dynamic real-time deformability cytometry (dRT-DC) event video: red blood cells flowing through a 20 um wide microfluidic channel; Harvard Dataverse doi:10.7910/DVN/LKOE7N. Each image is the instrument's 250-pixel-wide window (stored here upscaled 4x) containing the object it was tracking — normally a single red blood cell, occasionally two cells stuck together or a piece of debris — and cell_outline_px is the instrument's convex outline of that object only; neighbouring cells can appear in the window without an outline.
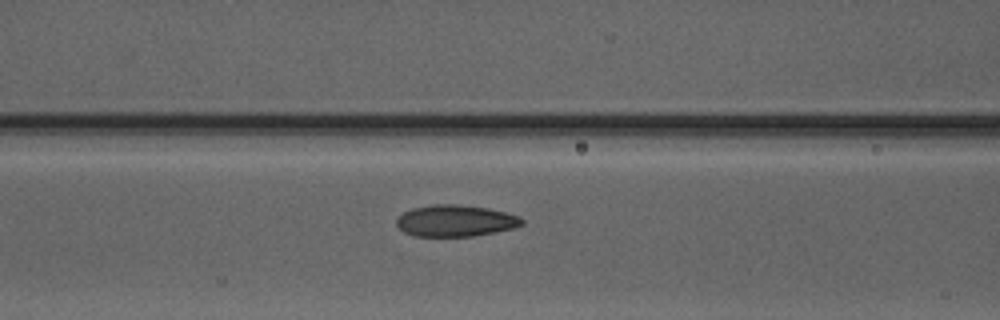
{"species": "Egyptian fruit bat (a non-hibernating species)", "species_latin": "Rousettus aegyptiacus", "temperature_condition": "warm", "stored_images_in_passage": 8, "camera_frame_rate_fps": 3000, "um_per_image_px": 0.085, "animal": {"sex": "male"}, "frame": {"image": 1, "passage_image": 8, "time_ms": 9.333, "image_size_px": [1000, 320], "cell_outline_px": [[524, 224], [512, 228], [496, 232], [472, 236], [416, 236], [404, 232], [396, 224], [396, 220], [404, 212], [412, 208], [432, 204], [456, 204], [488, 208], [520, 216], [524, 220]], "centroid_in_image_um": [38.72, 18.76], "position_along_channel_um": 127.9, "area_um2": 23.0}}